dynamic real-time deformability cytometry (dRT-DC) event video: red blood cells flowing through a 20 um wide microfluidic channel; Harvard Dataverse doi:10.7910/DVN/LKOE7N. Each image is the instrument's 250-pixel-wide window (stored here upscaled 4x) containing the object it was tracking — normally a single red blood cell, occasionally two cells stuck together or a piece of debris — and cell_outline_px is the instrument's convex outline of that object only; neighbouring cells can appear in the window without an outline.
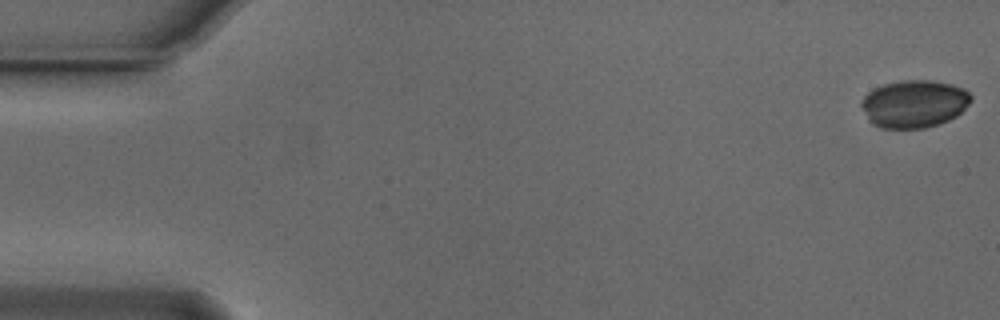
{"species": "Egyptian fruit bat (a non-hibernating species)", "species_latin": "Rousettus aegyptiacus", "temperature_condition": "cold", "stored_images_in_passage": 3, "camera_frame_rate_fps": 3000, "um_per_image_px": 0.085, "animal": {"sex": "male"}, "frame": {"image": 1, "passage_image": 1, "time_ms": 0.0, "image_size_px": [1000, 320], "cell_outline_px": [[972, 100], [956, 116], [940, 124], [924, 128], [884, 128], [872, 124], [860, 104], [860, 100], [868, 92], [884, 84], [900, 80], [932, 80], [952, 84], [964, 88], [972, 96]], "centroid_in_image_um": [77.71, 8.81], "position_along_channel_um": 7.3, "area_um2": 30.4}}